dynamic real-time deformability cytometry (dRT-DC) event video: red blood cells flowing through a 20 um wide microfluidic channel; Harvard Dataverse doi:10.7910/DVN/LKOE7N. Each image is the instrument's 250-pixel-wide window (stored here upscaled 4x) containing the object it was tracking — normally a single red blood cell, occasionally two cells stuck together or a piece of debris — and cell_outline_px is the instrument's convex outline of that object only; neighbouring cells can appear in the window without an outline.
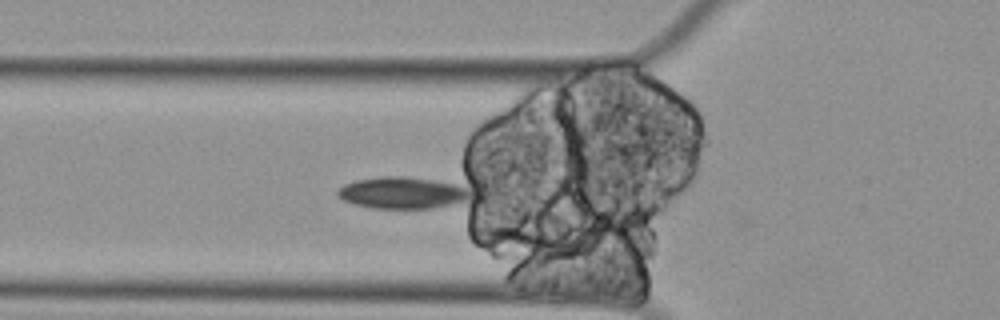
{"species": "Egyptian fruit bat (a non-hibernating species)", "species_latin": "Rousettus aegyptiacus", "temperature_condition": "cold", "stored_images_in_passage": 40, "camera_frame_rate_fps": 3000, "um_per_image_px": 0.085, "animal": {"sex": "female"}, "frame": {"image": 1, "passage_image": 3, "time_ms": 0.667, "image_size_px": [1000, 320], "cell_outline_px": [[468, 196], [464, 200], [456, 204], [432, 208], [372, 208], [356, 204], [344, 200], [336, 196], [336, 192], [344, 184], [356, 180], [388, 176], [400, 176], [432, 180], [456, 184], [468, 188]], "centroid_in_image_um": [34.17, 16.39], "position_along_channel_um": 91.6, "area_um2": 24.16}}
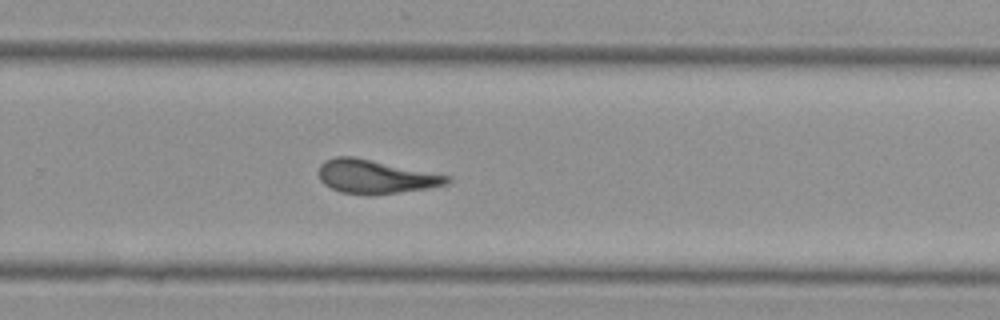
{"frame": {"image": 2, "passage_image": 22, "time_ms": 7.0, "image_size_px": [1000, 320], "cell_outline_px": [[452, 180], [448, 184], [428, 188], [372, 196], [368, 196], [340, 192], [324, 184], [320, 180], [320, 164], [324, 160], [336, 156], [352, 156], [452, 176]], "centroid_in_image_um": [31.93, 15.03], "position_along_channel_um": 297.9, "area_um2": 25.37}}
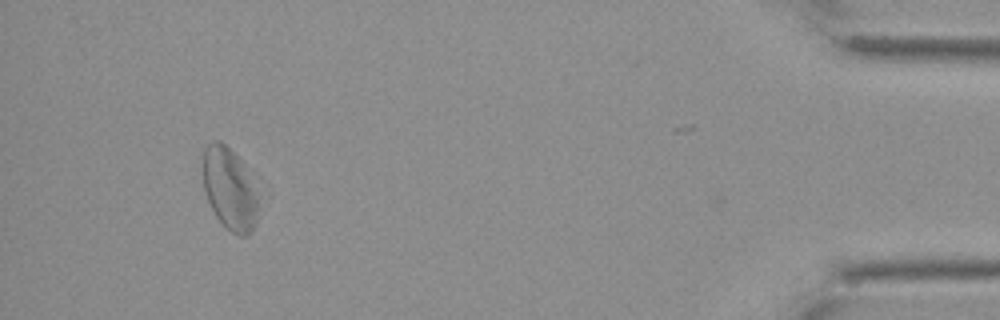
{"frame": {"image": 3, "passage_image": 39, "time_ms": 12.667, "image_size_px": [1000, 320], "cell_outline_px": [[256, 224], [252, 232], [244, 236], [236, 236], [216, 216], [204, 192], [204, 148], [208, 144], [216, 140], [220, 140], [240, 160], [256, 192]], "centroid_in_image_um": [19.49, 16.08], "position_along_channel_um": 415.7, "area_um2": 25.61}, "authors_computed_cell_mechanics": {"area_um2": 24.854, "velocity_mm_per_s": 3.2594, "shape_relaxation_time_tau1_ms": null, "shape_relaxation_time_tau2_ms": 7.0177, "deformation_change_tau1": null, "deformation_change_tau2": 0.0885}}